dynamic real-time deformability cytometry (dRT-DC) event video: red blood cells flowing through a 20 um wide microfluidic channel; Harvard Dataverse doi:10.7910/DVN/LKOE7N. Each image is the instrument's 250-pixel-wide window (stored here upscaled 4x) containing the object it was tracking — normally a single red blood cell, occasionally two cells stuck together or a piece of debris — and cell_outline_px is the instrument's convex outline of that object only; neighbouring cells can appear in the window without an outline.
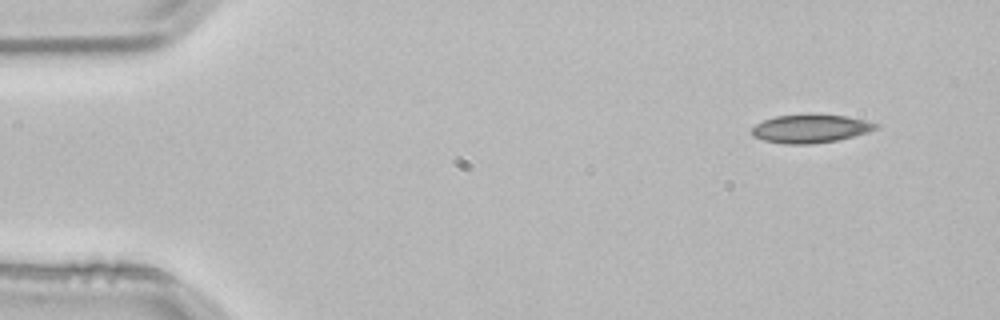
{"species": "common noctule bat (a hibernating species)", "species_latin": "Nyctalus noctula", "temperature_condition": "room temperature", "stored_images_in_passage": 2, "camera_frame_rate_fps": 3000, "um_per_image_px": 0.085, "animal": {"sex": "male", "body_mass_g": 21.5, "forearm_length_mm": 52.0}, "frame": {"image": 1, "passage_image": 1, "time_ms": 0.0, "image_size_px": [1000, 320], "cell_outline_px": [[880, 128], [868, 132], [836, 140], [812, 144], [784, 144], [764, 140], [752, 136], [752, 128], [756, 124], [764, 120], [776, 116], [820, 112], [848, 116], [880, 124]], "centroid_in_image_um": [68.92, 10.9], "position_along_channel_um": 16.1, "area_um2": 20.98}}